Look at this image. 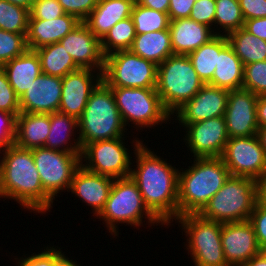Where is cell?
I'll list each match as a JSON object with an SVG mask.
<instances>
[{
    "label": "cell",
    "mask_w": 266,
    "mask_h": 266,
    "mask_svg": "<svg viewBox=\"0 0 266 266\" xmlns=\"http://www.w3.org/2000/svg\"><path fill=\"white\" fill-rule=\"evenodd\" d=\"M148 142H143L135 150L130 177L137 184L147 208L169 228L178 218V174L181 166L176 168L172 161L170 163L155 153Z\"/></svg>",
    "instance_id": "cell-1"
},
{
    "label": "cell",
    "mask_w": 266,
    "mask_h": 266,
    "mask_svg": "<svg viewBox=\"0 0 266 266\" xmlns=\"http://www.w3.org/2000/svg\"><path fill=\"white\" fill-rule=\"evenodd\" d=\"M14 200L20 209L46 215L54 200L44 191L32 149L13 144L0 150V200ZM5 199V200H4Z\"/></svg>",
    "instance_id": "cell-2"
},
{
    "label": "cell",
    "mask_w": 266,
    "mask_h": 266,
    "mask_svg": "<svg viewBox=\"0 0 266 266\" xmlns=\"http://www.w3.org/2000/svg\"><path fill=\"white\" fill-rule=\"evenodd\" d=\"M192 160L188 161V168L179 169L178 217L198 214L230 177L221 157Z\"/></svg>",
    "instance_id": "cell-3"
},
{
    "label": "cell",
    "mask_w": 266,
    "mask_h": 266,
    "mask_svg": "<svg viewBox=\"0 0 266 266\" xmlns=\"http://www.w3.org/2000/svg\"><path fill=\"white\" fill-rule=\"evenodd\" d=\"M106 226L112 237L119 238V224L140 230L143 225L167 228L145 205L143 197L135 181L130 177L114 179L109 197L104 208L96 217ZM146 222V223H145ZM144 223V224H143Z\"/></svg>",
    "instance_id": "cell-4"
},
{
    "label": "cell",
    "mask_w": 266,
    "mask_h": 266,
    "mask_svg": "<svg viewBox=\"0 0 266 266\" xmlns=\"http://www.w3.org/2000/svg\"><path fill=\"white\" fill-rule=\"evenodd\" d=\"M78 127L81 148L90 142L129 137L133 132L126 128L113 91L103 80L89 96Z\"/></svg>",
    "instance_id": "cell-5"
},
{
    "label": "cell",
    "mask_w": 266,
    "mask_h": 266,
    "mask_svg": "<svg viewBox=\"0 0 266 266\" xmlns=\"http://www.w3.org/2000/svg\"><path fill=\"white\" fill-rule=\"evenodd\" d=\"M204 85L188 55L173 54L157 67L156 91L171 115Z\"/></svg>",
    "instance_id": "cell-6"
},
{
    "label": "cell",
    "mask_w": 266,
    "mask_h": 266,
    "mask_svg": "<svg viewBox=\"0 0 266 266\" xmlns=\"http://www.w3.org/2000/svg\"><path fill=\"white\" fill-rule=\"evenodd\" d=\"M256 203V180L230 175L198 214L220 223L247 221Z\"/></svg>",
    "instance_id": "cell-7"
},
{
    "label": "cell",
    "mask_w": 266,
    "mask_h": 266,
    "mask_svg": "<svg viewBox=\"0 0 266 266\" xmlns=\"http://www.w3.org/2000/svg\"><path fill=\"white\" fill-rule=\"evenodd\" d=\"M111 90L126 128L131 126L140 133L145 128L150 131L164 123L170 125L171 114L164 108L156 88L111 87Z\"/></svg>",
    "instance_id": "cell-8"
},
{
    "label": "cell",
    "mask_w": 266,
    "mask_h": 266,
    "mask_svg": "<svg viewBox=\"0 0 266 266\" xmlns=\"http://www.w3.org/2000/svg\"><path fill=\"white\" fill-rule=\"evenodd\" d=\"M174 222L186 237L184 249L194 266H228L221 244L222 223L204 219L199 214H185Z\"/></svg>",
    "instance_id": "cell-9"
},
{
    "label": "cell",
    "mask_w": 266,
    "mask_h": 266,
    "mask_svg": "<svg viewBox=\"0 0 266 266\" xmlns=\"http://www.w3.org/2000/svg\"><path fill=\"white\" fill-rule=\"evenodd\" d=\"M136 134L129 137L90 142L82 148L81 165L88 171L108 176L113 179L128 177L131 174L135 150L144 142ZM132 146V151L130 145ZM127 143V144H126ZM128 145V146H127ZM130 147V149H129ZM131 151V152H130Z\"/></svg>",
    "instance_id": "cell-10"
},
{
    "label": "cell",
    "mask_w": 266,
    "mask_h": 266,
    "mask_svg": "<svg viewBox=\"0 0 266 266\" xmlns=\"http://www.w3.org/2000/svg\"><path fill=\"white\" fill-rule=\"evenodd\" d=\"M157 67L130 50L105 56L102 80L109 87L156 88Z\"/></svg>",
    "instance_id": "cell-11"
},
{
    "label": "cell",
    "mask_w": 266,
    "mask_h": 266,
    "mask_svg": "<svg viewBox=\"0 0 266 266\" xmlns=\"http://www.w3.org/2000/svg\"><path fill=\"white\" fill-rule=\"evenodd\" d=\"M44 191L54 200L68 192L76 170L81 166V153H67L46 147L32 149ZM60 194V195H59Z\"/></svg>",
    "instance_id": "cell-12"
},
{
    "label": "cell",
    "mask_w": 266,
    "mask_h": 266,
    "mask_svg": "<svg viewBox=\"0 0 266 266\" xmlns=\"http://www.w3.org/2000/svg\"><path fill=\"white\" fill-rule=\"evenodd\" d=\"M181 132L185 134L179 143L187 147L188 160L221 157L229 139L224 116L188 124Z\"/></svg>",
    "instance_id": "cell-13"
},
{
    "label": "cell",
    "mask_w": 266,
    "mask_h": 266,
    "mask_svg": "<svg viewBox=\"0 0 266 266\" xmlns=\"http://www.w3.org/2000/svg\"><path fill=\"white\" fill-rule=\"evenodd\" d=\"M221 159L232 176L257 180L266 170V155L257 135L229 138Z\"/></svg>",
    "instance_id": "cell-14"
},
{
    "label": "cell",
    "mask_w": 266,
    "mask_h": 266,
    "mask_svg": "<svg viewBox=\"0 0 266 266\" xmlns=\"http://www.w3.org/2000/svg\"><path fill=\"white\" fill-rule=\"evenodd\" d=\"M228 95V90L205 84L193 98L171 115V124L178 123L179 126H175L179 127L181 133V127L184 129L188 124L224 116Z\"/></svg>",
    "instance_id": "cell-15"
},
{
    "label": "cell",
    "mask_w": 266,
    "mask_h": 266,
    "mask_svg": "<svg viewBox=\"0 0 266 266\" xmlns=\"http://www.w3.org/2000/svg\"><path fill=\"white\" fill-rule=\"evenodd\" d=\"M257 98L258 95L244 88L229 91L224 114L229 138L257 135Z\"/></svg>",
    "instance_id": "cell-16"
},
{
    "label": "cell",
    "mask_w": 266,
    "mask_h": 266,
    "mask_svg": "<svg viewBox=\"0 0 266 266\" xmlns=\"http://www.w3.org/2000/svg\"><path fill=\"white\" fill-rule=\"evenodd\" d=\"M102 72L80 68L63 77L59 112L79 119L92 91L102 81Z\"/></svg>",
    "instance_id": "cell-17"
},
{
    "label": "cell",
    "mask_w": 266,
    "mask_h": 266,
    "mask_svg": "<svg viewBox=\"0 0 266 266\" xmlns=\"http://www.w3.org/2000/svg\"><path fill=\"white\" fill-rule=\"evenodd\" d=\"M221 244L228 266H243L262 252L249 220L222 223Z\"/></svg>",
    "instance_id": "cell-18"
},
{
    "label": "cell",
    "mask_w": 266,
    "mask_h": 266,
    "mask_svg": "<svg viewBox=\"0 0 266 266\" xmlns=\"http://www.w3.org/2000/svg\"><path fill=\"white\" fill-rule=\"evenodd\" d=\"M59 42L80 68L103 71L105 56L101 50V41L83 22Z\"/></svg>",
    "instance_id": "cell-19"
},
{
    "label": "cell",
    "mask_w": 266,
    "mask_h": 266,
    "mask_svg": "<svg viewBox=\"0 0 266 266\" xmlns=\"http://www.w3.org/2000/svg\"><path fill=\"white\" fill-rule=\"evenodd\" d=\"M61 97L62 78L41 73L20 97V110L39 114L57 112Z\"/></svg>",
    "instance_id": "cell-20"
},
{
    "label": "cell",
    "mask_w": 266,
    "mask_h": 266,
    "mask_svg": "<svg viewBox=\"0 0 266 266\" xmlns=\"http://www.w3.org/2000/svg\"><path fill=\"white\" fill-rule=\"evenodd\" d=\"M113 182V178L88 171L81 165L74 174L68 193L91 207L92 216L96 218L105 206Z\"/></svg>",
    "instance_id": "cell-21"
},
{
    "label": "cell",
    "mask_w": 266,
    "mask_h": 266,
    "mask_svg": "<svg viewBox=\"0 0 266 266\" xmlns=\"http://www.w3.org/2000/svg\"><path fill=\"white\" fill-rule=\"evenodd\" d=\"M80 22L75 16L66 13L51 20L29 19L26 36L27 47L30 50H36L59 42Z\"/></svg>",
    "instance_id": "cell-22"
},
{
    "label": "cell",
    "mask_w": 266,
    "mask_h": 266,
    "mask_svg": "<svg viewBox=\"0 0 266 266\" xmlns=\"http://www.w3.org/2000/svg\"><path fill=\"white\" fill-rule=\"evenodd\" d=\"M169 31L174 54L188 55L216 36L214 30L190 18L170 20Z\"/></svg>",
    "instance_id": "cell-23"
},
{
    "label": "cell",
    "mask_w": 266,
    "mask_h": 266,
    "mask_svg": "<svg viewBox=\"0 0 266 266\" xmlns=\"http://www.w3.org/2000/svg\"><path fill=\"white\" fill-rule=\"evenodd\" d=\"M133 6L129 0H98L83 23L101 41L117 22L131 17Z\"/></svg>",
    "instance_id": "cell-24"
},
{
    "label": "cell",
    "mask_w": 266,
    "mask_h": 266,
    "mask_svg": "<svg viewBox=\"0 0 266 266\" xmlns=\"http://www.w3.org/2000/svg\"><path fill=\"white\" fill-rule=\"evenodd\" d=\"M44 147L67 153H81L78 119L59 111L50 113V132Z\"/></svg>",
    "instance_id": "cell-25"
},
{
    "label": "cell",
    "mask_w": 266,
    "mask_h": 266,
    "mask_svg": "<svg viewBox=\"0 0 266 266\" xmlns=\"http://www.w3.org/2000/svg\"><path fill=\"white\" fill-rule=\"evenodd\" d=\"M1 68L19 98L42 73L39 56L35 50L30 49L5 63Z\"/></svg>",
    "instance_id": "cell-26"
},
{
    "label": "cell",
    "mask_w": 266,
    "mask_h": 266,
    "mask_svg": "<svg viewBox=\"0 0 266 266\" xmlns=\"http://www.w3.org/2000/svg\"><path fill=\"white\" fill-rule=\"evenodd\" d=\"M50 132V114L20 112L16 118L14 144L20 148L44 147Z\"/></svg>",
    "instance_id": "cell-27"
},
{
    "label": "cell",
    "mask_w": 266,
    "mask_h": 266,
    "mask_svg": "<svg viewBox=\"0 0 266 266\" xmlns=\"http://www.w3.org/2000/svg\"><path fill=\"white\" fill-rule=\"evenodd\" d=\"M244 64L228 43L218 54V62L212 79L207 83L228 91L242 88Z\"/></svg>",
    "instance_id": "cell-28"
},
{
    "label": "cell",
    "mask_w": 266,
    "mask_h": 266,
    "mask_svg": "<svg viewBox=\"0 0 266 266\" xmlns=\"http://www.w3.org/2000/svg\"><path fill=\"white\" fill-rule=\"evenodd\" d=\"M138 56L160 65L173 55L169 30L136 34L129 49Z\"/></svg>",
    "instance_id": "cell-29"
},
{
    "label": "cell",
    "mask_w": 266,
    "mask_h": 266,
    "mask_svg": "<svg viewBox=\"0 0 266 266\" xmlns=\"http://www.w3.org/2000/svg\"><path fill=\"white\" fill-rule=\"evenodd\" d=\"M228 43L227 36L216 35L209 42L188 54L193 68L205 84L212 79L218 62V54Z\"/></svg>",
    "instance_id": "cell-30"
},
{
    "label": "cell",
    "mask_w": 266,
    "mask_h": 266,
    "mask_svg": "<svg viewBox=\"0 0 266 266\" xmlns=\"http://www.w3.org/2000/svg\"><path fill=\"white\" fill-rule=\"evenodd\" d=\"M35 51L44 74L63 78L68 73L80 69L60 42L40 47Z\"/></svg>",
    "instance_id": "cell-31"
},
{
    "label": "cell",
    "mask_w": 266,
    "mask_h": 266,
    "mask_svg": "<svg viewBox=\"0 0 266 266\" xmlns=\"http://www.w3.org/2000/svg\"><path fill=\"white\" fill-rule=\"evenodd\" d=\"M227 39L244 65L266 60V41L243 27L229 33Z\"/></svg>",
    "instance_id": "cell-32"
},
{
    "label": "cell",
    "mask_w": 266,
    "mask_h": 266,
    "mask_svg": "<svg viewBox=\"0 0 266 266\" xmlns=\"http://www.w3.org/2000/svg\"><path fill=\"white\" fill-rule=\"evenodd\" d=\"M214 32L225 35L241 29L244 18L238 0H215Z\"/></svg>",
    "instance_id": "cell-33"
},
{
    "label": "cell",
    "mask_w": 266,
    "mask_h": 266,
    "mask_svg": "<svg viewBox=\"0 0 266 266\" xmlns=\"http://www.w3.org/2000/svg\"><path fill=\"white\" fill-rule=\"evenodd\" d=\"M136 37L132 17L117 22L101 40L104 56L121 50H129Z\"/></svg>",
    "instance_id": "cell-34"
},
{
    "label": "cell",
    "mask_w": 266,
    "mask_h": 266,
    "mask_svg": "<svg viewBox=\"0 0 266 266\" xmlns=\"http://www.w3.org/2000/svg\"><path fill=\"white\" fill-rule=\"evenodd\" d=\"M131 17L136 34L169 30L168 13H162L136 3L133 6Z\"/></svg>",
    "instance_id": "cell-35"
},
{
    "label": "cell",
    "mask_w": 266,
    "mask_h": 266,
    "mask_svg": "<svg viewBox=\"0 0 266 266\" xmlns=\"http://www.w3.org/2000/svg\"><path fill=\"white\" fill-rule=\"evenodd\" d=\"M30 10L0 0V29L27 36Z\"/></svg>",
    "instance_id": "cell-36"
},
{
    "label": "cell",
    "mask_w": 266,
    "mask_h": 266,
    "mask_svg": "<svg viewBox=\"0 0 266 266\" xmlns=\"http://www.w3.org/2000/svg\"><path fill=\"white\" fill-rule=\"evenodd\" d=\"M27 49L26 37L23 34L0 29V67Z\"/></svg>",
    "instance_id": "cell-37"
},
{
    "label": "cell",
    "mask_w": 266,
    "mask_h": 266,
    "mask_svg": "<svg viewBox=\"0 0 266 266\" xmlns=\"http://www.w3.org/2000/svg\"><path fill=\"white\" fill-rule=\"evenodd\" d=\"M242 88L258 96H266V60L244 65Z\"/></svg>",
    "instance_id": "cell-38"
},
{
    "label": "cell",
    "mask_w": 266,
    "mask_h": 266,
    "mask_svg": "<svg viewBox=\"0 0 266 266\" xmlns=\"http://www.w3.org/2000/svg\"><path fill=\"white\" fill-rule=\"evenodd\" d=\"M0 111H6L16 116L21 112L20 98L10 85L6 73L0 67Z\"/></svg>",
    "instance_id": "cell-39"
},
{
    "label": "cell",
    "mask_w": 266,
    "mask_h": 266,
    "mask_svg": "<svg viewBox=\"0 0 266 266\" xmlns=\"http://www.w3.org/2000/svg\"><path fill=\"white\" fill-rule=\"evenodd\" d=\"M64 14L58 0H34L29 19L51 20Z\"/></svg>",
    "instance_id": "cell-40"
},
{
    "label": "cell",
    "mask_w": 266,
    "mask_h": 266,
    "mask_svg": "<svg viewBox=\"0 0 266 266\" xmlns=\"http://www.w3.org/2000/svg\"><path fill=\"white\" fill-rule=\"evenodd\" d=\"M44 248V249H43ZM37 253L23 254L22 257L14 256V263L16 266H54V246L47 245L44 246Z\"/></svg>",
    "instance_id": "cell-41"
},
{
    "label": "cell",
    "mask_w": 266,
    "mask_h": 266,
    "mask_svg": "<svg viewBox=\"0 0 266 266\" xmlns=\"http://www.w3.org/2000/svg\"><path fill=\"white\" fill-rule=\"evenodd\" d=\"M215 0H196L189 18L214 30Z\"/></svg>",
    "instance_id": "cell-42"
},
{
    "label": "cell",
    "mask_w": 266,
    "mask_h": 266,
    "mask_svg": "<svg viewBox=\"0 0 266 266\" xmlns=\"http://www.w3.org/2000/svg\"><path fill=\"white\" fill-rule=\"evenodd\" d=\"M249 221L253 225L261 251L266 252V205L256 203Z\"/></svg>",
    "instance_id": "cell-43"
},
{
    "label": "cell",
    "mask_w": 266,
    "mask_h": 266,
    "mask_svg": "<svg viewBox=\"0 0 266 266\" xmlns=\"http://www.w3.org/2000/svg\"><path fill=\"white\" fill-rule=\"evenodd\" d=\"M66 14L75 16L83 22L92 12L98 0H58Z\"/></svg>",
    "instance_id": "cell-44"
},
{
    "label": "cell",
    "mask_w": 266,
    "mask_h": 266,
    "mask_svg": "<svg viewBox=\"0 0 266 266\" xmlns=\"http://www.w3.org/2000/svg\"><path fill=\"white\" fill-rule=\"evenodd\" d=\"M17 116L0 111V150L14 144Z\"/></svg>",
    "instance_id": "cell-45"
},
{
    "label": "cell",
    "mask_w": 266,
    "mask_h": 266,
    "mask_svg": "<svg viewBox=\"0 0 266 266\" xmlns=\"http://www.w3.org/2000/svg\"><path fill=\"white\" fill-rule=\"evenodd\" d=\"M244 20L266 17V0H238Z\"/></svg>",
    "instance_id": "cell-46"
},
{
    "label": "cell",
    "mask_w": 266,
    "mask_h": 266,
    "mask_svg": "<svg viewBox=\"0 0 266 266\" xmlns=\"http://www.w3.org/2000/svg\"><path fill=\"white\" fill-rule=\"evenodd\" d=\"M196 0H169L168 15L170 20L189 18Z\"/></svg>",
    "instance_id": "cell-47"
},
{
    "label": "cell",
    "mask_w": 266,
    "mask_h": 266,
    "mask_svg": "<svg viewBox=\"0 0 266 266\" xmlns=\"http://www.w3.org/2000/svg\"><path fill=\"white\" fill-rule=\"evenodd\" d=\"M243 28L266 41V17L245 20Z\"/></svg>",
    "instance_id": "cell-48"
},
{
    "label": "cell",
    "mask_w": 266,
    "mask_h": 266,
    "mask_svg": "<svg viewBox=\"0 0 266 266\" xmlns=\"http://www.w3.org/2000/svg\"><path fill=\"white\" fill-rule=\"evenodd\" d=\"M60 248L54 245V266H82L77 263L76 259H71Z\"/></svg>",
    "instance_id": "cell-49"
},
{
    "label": "cell",
    "mask_w": 266,
    "mask_h": 266,
    "mask_svg": "<svg viewBox=\"0 0 266 266\" xmlns=\"http://www.w3.org/2000/svg\"><path fill=\"white\" fill-rule=\"evenodd\" d=\"M137 4L162 13H168L170 6L169 0H138Z\"/></svg>",
    "instance_id": "cell-50"
},
{
    "label": "cell",
    "mask_w": 266,
    "mask_h": 266,
    "mask_svg": "<svg viewBox=\"0 0 266 266\" xmlns=\"http://www.w3.org/2000/svg\"><path fill=\"white\" fill-rule=\"evenodd\" d=\"M256 115L259 127H266V96H258Z\"/></svg>",
    "instance_id": "cell-51"
},
{
    "label": "cell",
    "mask_w": 266,
    "mask_h": 266,
    "mask_svg": "<svg viewBox=\"0 0 266 266\" xmlns=\"http://www.w3.org/2000/svg\"><path fill=\"white\" fill-rule=\"evenodd\" d=\"M257 203L266 205V170L256 180Z\"/></svg>",
    "instance_id": "cell-52"
},
{
    "label": "cell",
    "mask_w": 266,
    "mask_h": 266,
    "mask_svg": "<svg viewBox=\"0 0 266 266\" xmlns=\"http://www.w3.org/2000/svg\"><path fill=\"white\" fill-rule=\"evenodd\" d=\"M243 266H266V252H261L256 256H253Z\"/></svg>",
    "instance_id": "cell-53"
},
{
    "label": "cell",
    "mask_w": 266,
    "mask_h": 266,
    "mask_svg": "<svg viewBox=\"0 0 266 266\" xmlns=\"http://www.w3.org/2000/svg\"><path fill=\"white\" fill-rule=\"evenodd\" d=\"M257 137L259 139V142L264 149L265 155H266V127H259L257 130Z\"/></svg>",
    "instance_id": "cell-54"
},
{
    "label": "cell",
    "mask_w": 266,
    "mask_h": 266,
    "mask_svg": "<svg viewBox=\"0 0 266 266\" xmlns=\"http://www.w3.org/2000/svg\"><path fill=\"white\" fill-rule=\"evenodd\" d=\"M6 1H8V2H10L12 4L19 5V6H22V7L26 8V9L31 10L34 0H6Z\"/></svg>",
    "instance_id": "cell-55"
},
{
    "label": "cell",
    "mask_w": 266,
    "mask_h": 266,
    "mask_svg": "<svg viewBox=\"0 0 266 266\" xmlns=\"http://www.w3.org/2000/svg\"><path fill=\"white\" fill-rule=\"evenodd\" d=\"M129 1L133 2L134 4L138 2V0H129Z\"/></svg>",
    "instance_id": "cell-56"
}]
</instances>
